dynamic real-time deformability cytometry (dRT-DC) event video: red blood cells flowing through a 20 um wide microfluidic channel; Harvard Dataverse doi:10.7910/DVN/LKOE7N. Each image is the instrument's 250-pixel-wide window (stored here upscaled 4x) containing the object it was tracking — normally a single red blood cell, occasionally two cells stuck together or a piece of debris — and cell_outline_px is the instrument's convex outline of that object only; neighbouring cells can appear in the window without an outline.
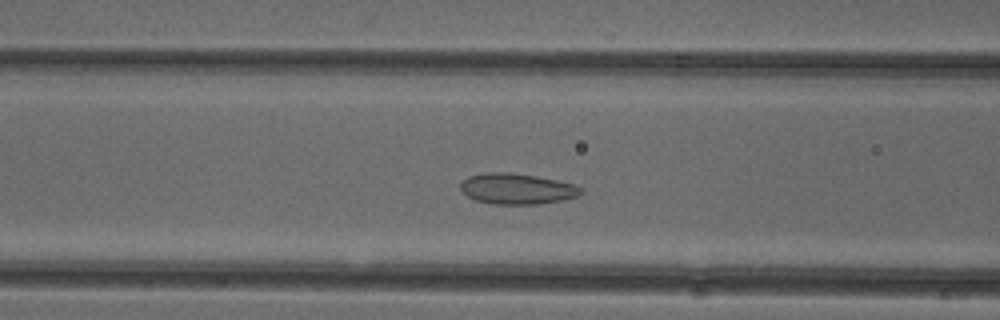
{"species": "common noctule bat (a hibernating species)", "species_latin": "Nyctalus noctula", "temperature_condition": "cold", "stored_images_in_passage": 48, "camera_frame_rate_fps": 3000, "um_per_image_px": 0.085, "animal": {"sex": "female"}, "frame": {"image": 1, "passage_image": 17, "time_ms": 5.333, "image_size_px": [1000, 320], "cell_outline_px": [[584, 192], [580, 196], [560, 200], [536, 204], [492, 204], [476, 200], [468, 196], [460, 188], [460, 184], [468, 176], [484, 172], [508, 172], [536, 176], [556, 180], [572, 184], [584, 188]], "centroid_in_image_um": [43.95, 16.04], "position_along_channel_um": 122.6, "area_um2": 21.56}}
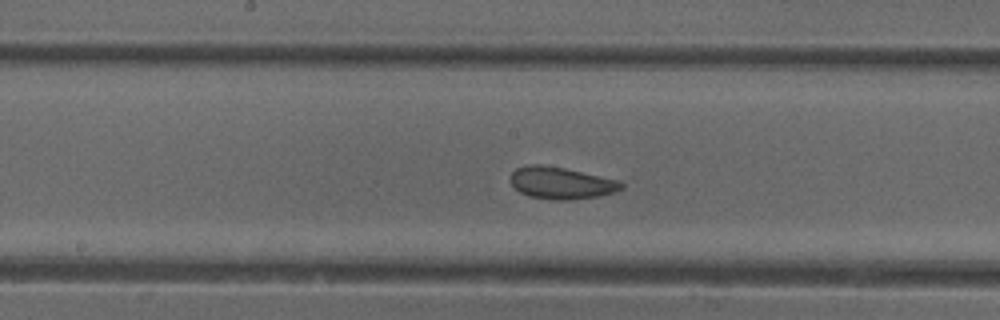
{"frame": {"image": 2, "passage_image": 23, "time_ms": 7.333, "image_size_px": [1000, 320], "cell_outline_px": [[624, 188], [616, 192], [600, 196], [568, 200], [552, 200], [528, 196], [520, 192], [512, 184], [512, 172], [516, 168], [532, 164], [540, 164], [564, 168], [624, 180]], "centroid_in_image_um": [47.79, 15.56], "position_along_channel_um": 200.4, "area_um2": 20.92}}
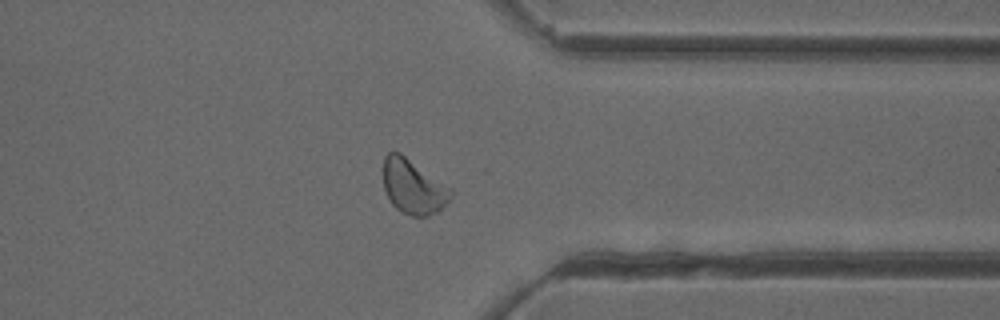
{"frame": {"image": 3, "passage_image": 37, "time_ms": 12.0, "image_size_px": [1000, 320], "cell_outline_px": [[452, 196], [436, 212], [428, 216], [412, 216], [396, 208], [392, 204], [384, 188], [384, 156], [388, 152], [400, 152], [452, 188]], "centroid_in_image_um": [35.12, 15.85], "position_along_channel_um": 376.3, "area_um2": 21.21}, "authors_computed_cell_mechanics": {"area_um2": 21.2415, "velocity_mm_per_s": 3.8884, "shape_relaxation_time_tau1_ms": 10.0754, "shape_relaxation_time_tau2_ms": 1.3484, "deformation_change_tau1": 0.1444, "deformation_change_tau2": 0.0651}}